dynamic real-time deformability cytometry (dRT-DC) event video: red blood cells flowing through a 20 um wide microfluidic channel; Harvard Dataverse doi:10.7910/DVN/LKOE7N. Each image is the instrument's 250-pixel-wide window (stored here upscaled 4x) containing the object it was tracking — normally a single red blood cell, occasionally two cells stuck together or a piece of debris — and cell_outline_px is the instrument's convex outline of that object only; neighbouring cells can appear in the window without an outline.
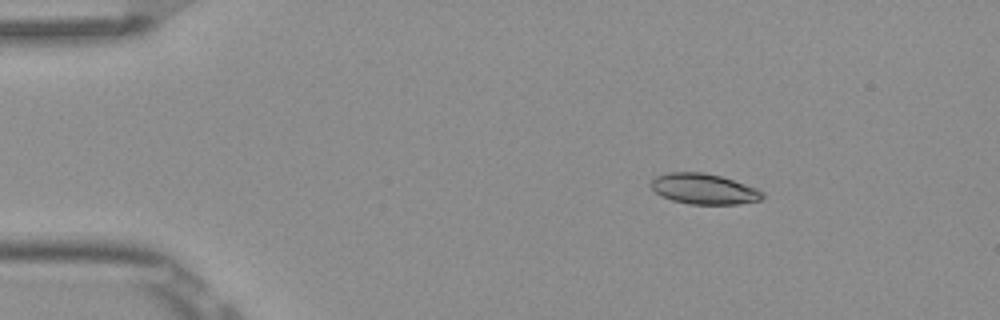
{"species": "Egyptian fruit bat (a non-hibernating species)", "species_latin": "Rousettus aegyptiacus", "temperature_condition": "room temperature", "stored_images_in_passage": 4, "camera_frame_rate_fps": 3000, "um_per_image_px": 0.085, "frame": {"image": 1, "passage_image": 2, "time_ms": 0.333, "image_size_px": [1000, 320], "cell_outline_px": [[764, 196], [760, 200], [740, 204], [688, 204], [672, 200], [656, 192], [652, 188], [652, 180], [656, 176], [668, 172], [704, 172], [720, 176], [756, 188], [764, 192]], "centroid_in_image_um": [59.85, 16.06], "position_along_channel_um": 25.2, "area_um2": 19.65}}